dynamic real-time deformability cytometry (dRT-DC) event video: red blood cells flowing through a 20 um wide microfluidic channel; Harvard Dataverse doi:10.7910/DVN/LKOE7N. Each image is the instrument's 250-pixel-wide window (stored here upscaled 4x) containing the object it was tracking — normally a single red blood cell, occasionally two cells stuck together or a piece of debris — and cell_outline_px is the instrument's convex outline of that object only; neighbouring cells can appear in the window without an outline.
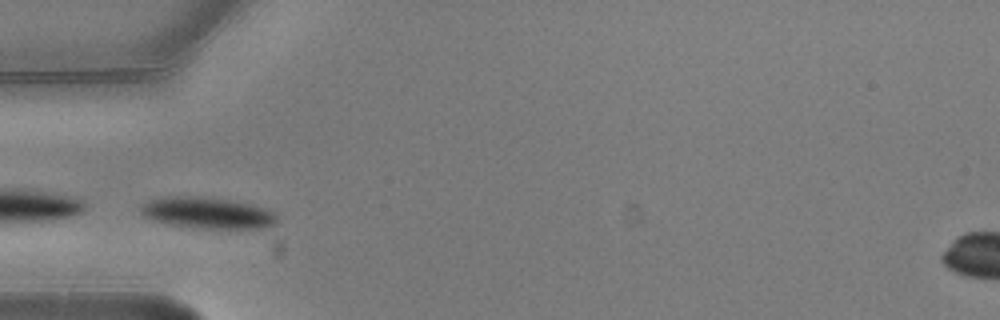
{"species": "common noctule bat (a hibernating species)", "species_latin": "Nyctalus noctula", "temperature_condition": "warm", "stored_images_in_passage": 8, "camera_frame_rate_fps": 3000, "um_per_image_px": 0.085, "animal": {"sex": "male", "body_mass_g": 20.5, "forearm_length_mm": 52.5}, "frame": {"image": 1, "passage_image": 3, "time_ms": 0.667, "image_size_px": [1000, 320], "cell_outline_px": [[276, 220], [272, 224], [264, 228], [196, 228], [164, 224], [152, 220], [144, 216], [136, 208], [140, 204], [148, 200], [160, 196], [196, 196], [228, 200], [248, 204], [264, 208], [276, 212]], "centroid_in_image_um": [17.5, 18.09], "position_along_channel_um": 67.5, "area_um2": 25.09}}
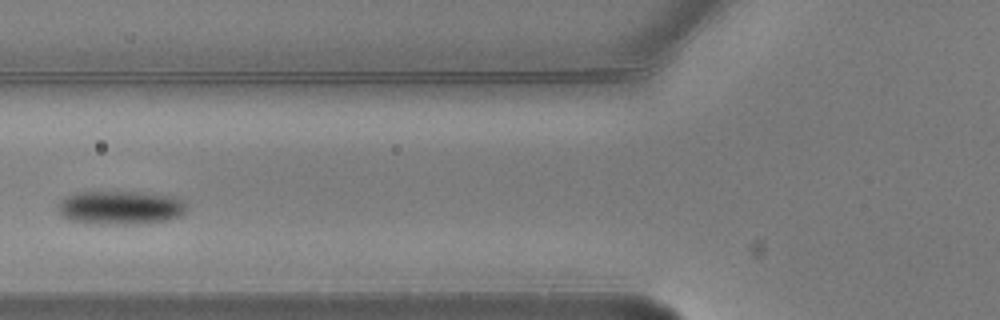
{"frame": {"image": 2, "passage_image": 4, "time_ms": 1.0, "image_size_px": [1000, 320], "cell_outline_px": [[188, 208], [180, 216], [164, 220], [144, 224], [100, 224], [72, 220], [64, 216], [56, 208], [60, 200], [64, 196], [72, 192], [144, 192], [180, 196], [188, 204]], "centroid_in_image_um": [10.29, 17.62], "position_along_channel_um": 115.5, "area_um2": 25.78}}